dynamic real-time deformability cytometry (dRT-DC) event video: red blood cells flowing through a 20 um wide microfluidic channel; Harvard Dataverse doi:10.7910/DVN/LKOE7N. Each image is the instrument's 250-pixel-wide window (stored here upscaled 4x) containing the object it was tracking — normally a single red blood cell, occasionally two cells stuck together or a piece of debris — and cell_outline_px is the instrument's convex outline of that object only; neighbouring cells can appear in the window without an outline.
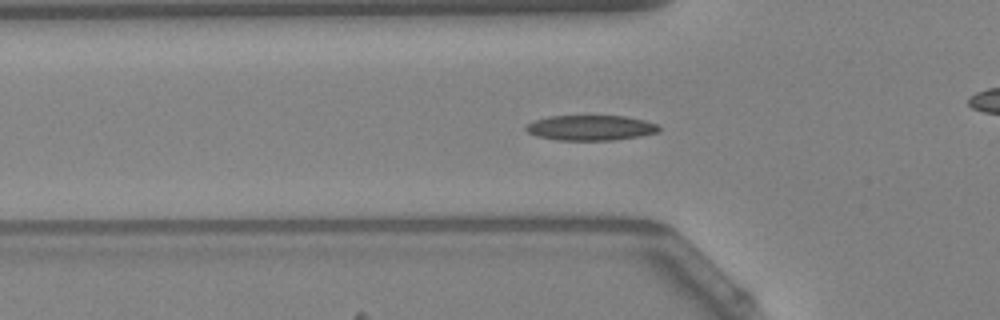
{"species": "Egyptian fruit bat (a non-hibernating species)", "species_latin": "Rousettus aegyptiacus", "temperature_condition": "warm", "stored_images_in_passage": 43, "camera_frame_rate_fps": 3000, "um_per_image_px": 0.085, "animal": {"sex": "female"}, "frame": {"image": 1, "passage_image": 7, "time_ms": 2.0, "image_size_px": [1000, 320], "cell_outline_px": [[660, 132], [640, 136], [612, 140], [556, 140], [536, 136], [528, 132], [524, 128], [528, 124], [536, 120], [548, 116], [624, 116], [644, 120], [656, 124], [660, 128]], "centroid_in_image_um": [50.21, 10.86], "position_along_channel_um": 75.6, "area_um2": 19.48}, "authors_computed_cell_mechanics": {"area_um2": 18.496, "velocity_mm_per_s": 3.8687, "shape_relaxation_time_tau1_ms": 7.1393, "shape_relaxation_time_tau2_ms": 3.5208, "deformation_change_tau1": 0.1912, "deformation_change_tau2": 0.1018}}